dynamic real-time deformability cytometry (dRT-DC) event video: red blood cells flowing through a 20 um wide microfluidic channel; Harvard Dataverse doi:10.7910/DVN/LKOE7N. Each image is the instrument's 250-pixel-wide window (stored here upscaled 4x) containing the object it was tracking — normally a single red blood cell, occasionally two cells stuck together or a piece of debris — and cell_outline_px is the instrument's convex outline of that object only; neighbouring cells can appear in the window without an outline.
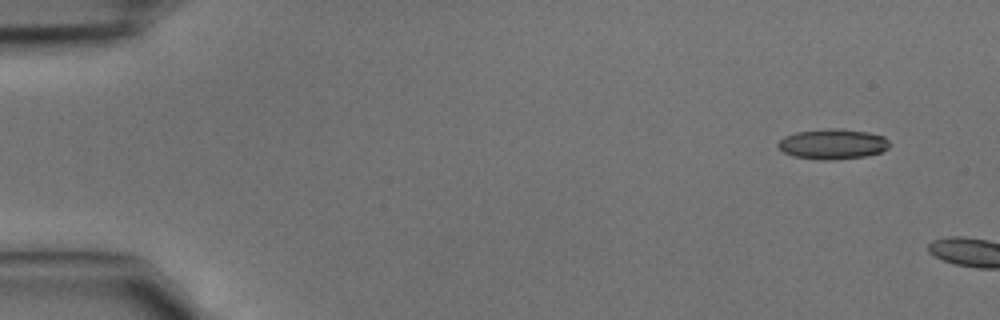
{"species": "common noctule bat (a hibernating species)", "species_latin": "Nyctalus noctula", "temperature_condition": "cold", "stored_images_in_passage": 2, "camera_frame_rate_fps": 3000, "um_per_image_px": 0.085, "animal": {"sex": "male", "body_mass_g": 15.6}, "frame": {"image": 1, "passage_image": 1, "time_ms": 0.0, "image_size_px": [1000, 320], "cell_outline_px": [[892, 144], [888, 148], [880, 152], [864, 156], [832, 160], [824, 160], [792, 156], [784, 152], [776, 144], [784, 136], [796, 132], [828, 128], [868, 132], [884, 136]], "centroid_in_image_um": [70.78, 12.24], "position_along_channel_um": 14.2, "area_um2": 19.54}}